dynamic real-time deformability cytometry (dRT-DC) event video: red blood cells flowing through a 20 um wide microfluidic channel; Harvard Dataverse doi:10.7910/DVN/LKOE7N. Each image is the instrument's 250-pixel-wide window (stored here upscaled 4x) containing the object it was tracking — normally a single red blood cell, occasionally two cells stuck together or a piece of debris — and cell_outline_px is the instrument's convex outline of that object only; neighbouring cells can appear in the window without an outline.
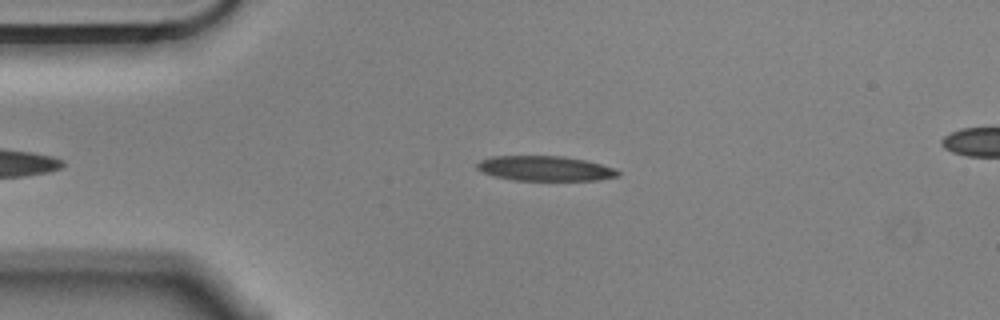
{"species": "Egyptian fruit bat (a non-hibernating species)", "species_latin": "Rousettus aegyptiacus", "temperature_condition": "cold", "stored_images_in_passage": 42, "camera_frame_rate_fps": 3000, "um_per_image_px": 0.085, "animal": {"sex": "male"}, "frame": {"image": 1, "passage_image": 4, "time_ms": 1.0, "image_size_px": [1000, 320], "cell_outline_px": [[620, 176], [600, 180], [512, 180], [496, 176], [484, 172], [476, 168], [476, 164], [480, 160], [492, 156], [564, 156], [584, 160], [616, 168], [620, 172]], "centroid_in_image_um": [46.36, 14.32], "position_along_channel_um": 38.6, "area_um2": 20.46}}
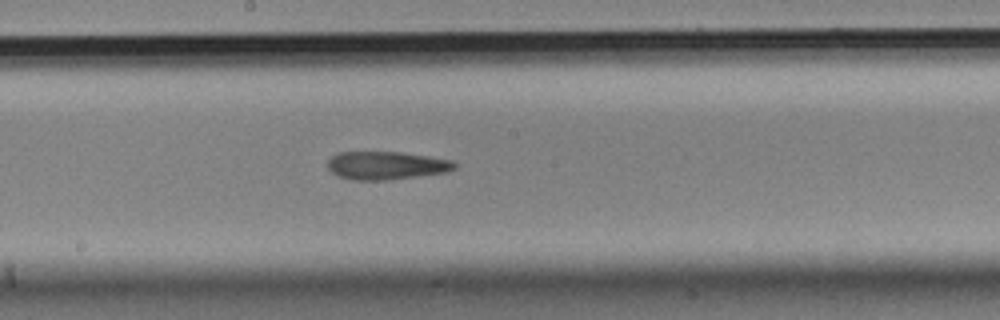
{"frame": {"image": 2, "passage_image": 21, "time_ms": 6.667, "image_size_px": [1000, 320], "cell_outline_px": [[456, 168], [448, 172], [388, 180], [356, 180], [336, 176], [328, 168], [328, 160], [332, 156], [340, 152], [400, 152], [428, 156], [452, 160], [456, 164]], "centroid_in_image_um": [32.84, 14.07], "position_along_channel_um": 215.4, "area_um2": 20.81}}
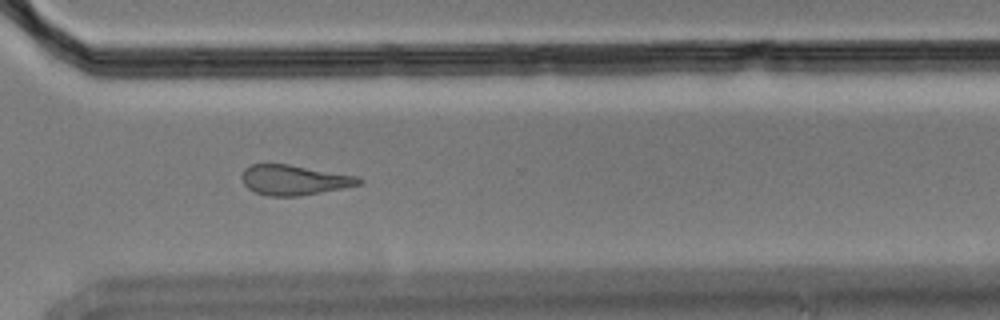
{"frame": {"image": 3, "passage_image": 32, "time_ms": 10.333, "image_size_px": [1000, 320], "cell_outline_px": [[364, 180], [360, 184], [344, 188], [296, 196], [268, 196], [256, 192], [248, 188], [244, 184], [240, 176], [244, 168], [252, 164], [288, 164], [360, 176]], "centroid_in_image_um": [25.01, 15.29], "position_along_channel_um": 345.6, "area_um2": 20.58}, "authors_computed_cell_mechanics": {"area_um2": 21.386, "velocity_mm_per_s": 3.5565, "shape_relaxation_time_tau1_ms": 10.3409, "shape_relaxation_time_tau2_ms": 7.1331, "deformation_change_tau1": 0.2193, "deformation_change_tau2": 0.2161}}